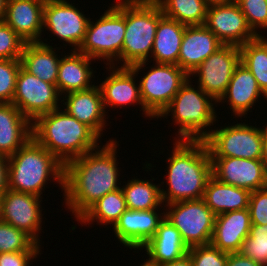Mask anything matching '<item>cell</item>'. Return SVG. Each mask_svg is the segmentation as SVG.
<instances>
[{
	"label": "cell",
	"instance_id": "6da1fadb",
	"mask_svg": "<svg viewBox=\"0 0 267 266\" xmlns=\"http://www.w3.org/2000/svg\"><path fill=\"white\" fill-rule=\"evenodd\" d=\"M116 140L68 162L64 166V199L68 209L79 218L107 193L120 189Z\"/></svg>",
	"mask_w": 267,
	"mask_h": 266
},
{
	"label": "cell",
	"instance_id": "7a4b0ae2",
	"mask_svg": "<svg viewBox=\"0 0 267 266\" xmlns=\"http://www.w3.org/2000/svg\"><path fill=\"white\" fill-rule=\"evenodd\" d=\"M166 183L161 189L163 205L185 200L201 199L207 181L212 176V163L204 140H175Z\"/></svg>",
	"mask_w": 267,
	"mask_h": 266
},
{
	"label": "cell",
	"instance_id": "3957f363",
	"mask_svg": "<svg viewBox=\"0 0 267 266\" xmlns=\"http://www.w3.org/2000/svg\"><path fill=\"white\" fill-rule=\"evenodd\" d=\"M32 137L64 166L96 149L100 139L90 127L60 108L32 123Z\"/></svg>",
	"mask_w": 267,
	"mask_h": 266
},
{
	"label": "cell",
	"instance_id": "277c9868",
	"mask_svg": "<svg viewBox=\"0 0 267 266\" xmlns=\"http://www.w3.org/2000/svg\"><path fill=\"white\" fill-rule=\"evenodd\" d=\"M7 158L8 189L42 198L45 184L53 177L64 190V165L33 137Z\"/></svg>",
	"mask_w": 267,
	"mask_h": 266
},
{
	"label": "cell",
	"instance_id": "5b68a950",
	"mask_svg": "<svg viewBox=\"0 0 267 266\" xmlns=\"http://www.w3.org/2000/svg\"><path fill=\"white\" fill-rule=\"evenodd\" d=\"M190 81L189 77L159 117L166 118L171 112L172 120L179 125L178 140H204L210 134L207 127L213 126L217 118L216 101L199 86L195 89Z\"/></svg>",
	"mask_w": 267,
	"mask_h": 266
},
{
	"label": "cell",
	"instance_id": "8992f818",
	"mask_svg": "<svg viewBox=\"0 0 267 266\" xmlns=\"http://www.w3.org/2000/svg\"><path fill=\"white\" fill-rule=\"evenodd\" d=\"M162 10L155 0H126L122 67L148 62Z\"/></svg>",
	"mask_w": 267,
	"mask_h": 266
},
{
	"label": "cell",
	"instance_id": "52a82bcc",
	"mask_svg": "<svg viewBox=\"0 0 267 266\" xmlns=\"http://www.w3.org/2000/svg\"><path fill=\"white\" fill-rule=\"evenodd\" d=\"M125 32L126 0H119L105 10L95 23L89 21L84 40L77 51L94 60L109 61L106 65L115 66L117 60L122 61Z\"/></svg>",
	"mask_w": 267,
	"mask_h": 266
},
{
	"label": "cell",
	"instance_id": "ba28073f",
	"mask_svg": "<svg viewBox=\"0 0 267 266\" xmlns=\"http://www.w3.org/2000/svg\"><path fill=\"white\" fill-rule=\"evenodd\" d=\"M164 217L175 226L188 247L211 243L216 215L203 198L166 204Z\"/></svg>",
	"mask_w": 267,
	"mask_h": 266
},
{
	"label": "cell",
	"instance_id": "9c48e42d",
	"mask_svg": "<svg viewBox=\"0 0 267 266\" xmlns=\"http://www.w3.org/2000/svg\"><path fill=\"white\" fill-rule=\"evenodd\" d=\"M210 130V134L204 139L210 157L261 160L262 128L243 122Z\"/></svg>",
	"mask_w": 267,
	"mask_h": 266
},
{
	"label": "cell",
	"instance_id": "30bf717a",
	"mask_svg": "<svg viewBox=\"0 0 267 266\" xmlns=\"http://www.w3.org/2000/svg\"><path fill=\"white\" fill-rule=\"evenodd\" d=\"M189 77L178 65L155 63L139 81L144 108L158 119Z\"/></svg>",
	"mask_w": 267,
	"mask_h": 266
},
{
	"label": "cell",
	"instance_id": "8fae6325",
	"mask_svg": "<svg viewBox=\"0 0 267 266\" xmlns=\"http://www.w3.org/2000/svg\"><path fill=\"white\" fill-rule=\"evenodd\" d=\"M60 96L56 85L44 82L20 67L12 103L31 123L39 116L59 109Z\"/></svg>",
	"mask_w": 267,
	"mask_h": 266
},
{
	"label": "cell",
	"instance_id": "7c38bea8",
	"mask_svg": "<svg viewBox=\"0 0 267 266\" xmlns=\"http://www.w3.org/2000/svg\"><path fill=\"white\" fill-rule=\"evenodd\" d=\"M240 64V48L223 45L203 61L191 74L198 78V86L216 102L225 93L235 68Z\"/></svg>",
	"mask_w": 267,
	"mask_h": 266
},
{
	"label": "cell",
	"instance_id": "4fadbf2b",
	"mask_svg": "<svg viewBox=\"0 0 267 266\" xmlns=\"http://www.w3.org/2000/svg\"><path fill=\"white\" fill-rule=\"evenodd\" d=\"M41 199L33 194L7 189L0 196V220L25 232L40 245Z\"/></svg>",
	"mask_w": 267,
	"mask_h": 266
},
{
	"label": "cell",
	"instance_id": "5bb4252c",
	"mask_svg": "<svg viewBox=\"0 0 267 266\" xmlns=\"http://www.w3.org/2000/svg\"><path fill=\"white\" fill-rule=\"evenodd\" d=\"M90 20L66 0L44 3L43 31L49 29L58 39L73 46V50L82 44Z\"/></svg>",
	"mask_w": 267,
	"mask_h": 266
},
{
	"label": "cell",
	"instance_id": "9a60e30c",
	"mask_svg": "<svg viewBox=\"0 0 267 266\" xmlns=\"http://www.w3.org/2000/svg\"><path fill=\"white\" fill-rule=\"evenodd\" d=\"M145 62H140L132 65L131 67H122V66H114L109 65L108 71H112L110 74L108 73V77L102 84H99L104 109L109 107H119V106H130V104L136 103L137 105H141V110H143V114L146 117L154 118L145 108L141 98L140 86L135 84V79L140 72V69L145 67ZM112 69V70H111ZM136 75V76H135Z\"/></svg>",
	"mask_w": 267,
	"mask_h": 266
},
{
	"label": "cell",
	"instance_id": "2e32d148",
	"mask_svg": "<svg viewBox=\"0 0 267 266\" xmlns=\"http://www.w3.org/2000/svg\"><path fill=\"white\" fill-rule=\"evenodd\" d=\"M204 26L224 45L240 47L259 36L251 29L236 2L208 7Z\"/></svg>",
	"mask_w": 267,
	"mask_h": 266
},
{
	"label": "cell",
	"instance_id": "e0dca14e",
	"mask_svg": "<svg viewBox=\"0 0 267 266\" xmlns=\"http://www.w3.org/2000/svg\"><path fill=\"white\" fill-rule=\"evenodd\" d=\"M212 176L218 181L253 192L267 187V173L261 160L211 157Z\"/></svg>",
	"mask_w": 267,
	"mask_h": 266
},
{
	"label": "cell",
	"instance_id": "ac0fdd59",
	"mask_svg": "<svg viewBox=\"0 0 267 266\" xmlns=\"http://www.w3.org/2000/svg\"><path fill=\"white\" fill-rule=\"evenodd\" d=\"M159 213L158 209H127L112 228L116 238L125 247L140 250L155 235L164 219V211L162 215Z\"/></svg>",
	"mask_w": 267,
	"mask_h": 266
},
{
	"label": "cell",
	"instance_id": "d6986e66",
	"mask_svg": "<svg viewBox=\"0 0 267 266\" xmlns=\"http://www.w3.org/2000/svg\"><path fill=\"white\" fill-rule=\"evenodd\" d=\"M60 102L64 110L79 122L90 127L99 137L103 134L106 124V110L103 106L102 93L99 86L67 93ZM65 98V100H64ZM102 132V133H101Z\"/></svg>",
	"mask_w": 267,
	"mask_h": 266
},
{
	"label": "cell",
	"instance_id": "ffe728a7",
	"mask_svg": "<svg viewBox=\"0 0 267 266\" xmlns=\"http://www.w3.org/2000/svg\"><path fill=\"white\" fill-rule=\"evenodd\" d=\"M224 44L204 25L186 26L178 56V66L189 76Z\"/></svg>",
	"mask_w": 267,
	"mask_h": 266
},
{
	"label": "cell",
	"instance_id": "44dd1931",
	"mask_svg": "<svg viewBox=\"0 0 267 266\" xmlns=\"http://www.w3.org/2000/svg\"><path fill=\"white\" fill-rule=\"evenodd\" d=\"M43 9L41 0H7L4 22L26 43L41 42Z\"/></svg>",
	"mask_w": 267,
	"mask_h": 266
},
{
	"label": "cell",
	"instance_id": "7402d4cb",
	"mask_svg": "<svg viewBox=\"0 0 267 266\" xmlns=\"http://www.w3.org/2000/svg\"><path fill=\"white\" fill-rule=\"evenodd\" d=\"M250 228L248 208L216 215L211 244L226 253L239 252Z\"/></svg>",
	"mask_w": 267,
	"mask_h": 266
},
{
	"label": "cell",
	"instance_id": "603a6c76",
	"mask_svg": "<svg viewBox=\"0 0 267 266\" xmlns=\"http://www.w3.org/2000/svg\"><path fill=\"white\" fill-rule=\"evenodd\" d=\"M141 249H145L149 257L147 263L159 266L182 258L188 253L189 247L178 229L164 217L155 235Z\"/></svg>",
	"mask_w": 267,
	"mask_h": 266
},
{
	"label": "cell",
	"instance_id": "cb8c5ba5",
	"mask_svg": "<svg viewBox=\"0 0 267 266\" xmlns=\"http://www.w3.org/2000/svg\"><path fill=\"white\" fill-rule=\"evenodd\" d=\"M261 95L267 99L252 73L240 63L235 68L225 93L216 103L224 100L226 102L228 99L227 102H229V108L233 111L232 113H234L235 117L241 118L242 116L245 117L247 112L253 108V105L258 101V97L261 98Z\"/></svg>",
	"mask_w": 267,
	"mask_h": 266
},
{
	"label": "cell",
	"instance_id": "d4e9b609",
	"mask_svg": "<svg viewBox=\"0 0 267 266\" xmlns=\"http://www.w3.org/2000/svg\"><path fill=\"white\" fill-rule=\"evenodd\" d=\"M31 138L32 123L13 103H0V155H13Z\"/></svg>",
	"mask_w": 267,
	"mask_h": 266
},
{
	"label": "cell",
	"instance_id": "484cf974",
	"mask_svg": "<svg viewBox=\"0 0 267 266\" xmlns=\"http://www.w3.org/2000/svg\"><path fill=\"white\" fill-rule=\"evenodd\" d=\"M69 55L60 58L56 86L61 97L74 91L86 90L94 86L90 80L94 76L91 68L92 58L71 50Z\"/></svg>",
	"mask_w": 267,
	"mask_h": 266
},
{
	"label": "cell",
	"instance_id": "4316f807",
	"mask_svg": "<svg viewBox=\"0 0 267 266\" xmlns=\"http://www.w3.org/2000/svg\"><path fill=\"white\" fill-rule=\"evenodd\" d=\"M58 56L56 48L44 41L27 42L23 47L20 61L21 66L28 73L44 82L56 85L60 63V56Z\"/></svg>",
	"mask_w": 267,
	"mask_h": 266
},
{
	"label": "cell",
	"instance_id": "83f0119b",
	"mask_svg": "<svg viewBox=\"0 0 267 266\" xmlns=\"http://www.w3.org/2000/svg\"><path fill=\"white\" fill-rule=\"evenodd\" d=\"M251 192L218 181L211 176L207 181L203 199L209 209L220 215L229 211L247 209Z\"/></svg>",
	"mask_w": 267,
	"mask_h": 266
},
{
	"label": "cell",
	"instance_id": "f1b7e54d",
	"mask_svg": "<svg viewBox=\"0 0 267 266\" xmlns=\"http://www.w3.org/2000/svg\"><path fill=\"white\" fill-rule=\"evenodd\" d=\"M186 25L163 15L158 22L151 58L156 63L178 65Z\"/></svg>",
	"mask_w": 267,
	"mask_h": 266
},
{
	"label": "cell",
	"instance_id": "f546056e",
	"mask_svg": "<svg viewBox=\"0 0 267 266\" xmlns=\"http://www.w3.org/2000/svg\"><path fill=\"white\" fill-rule=\"evenodd\" d=\"M127 209L124 194L120 188L97 200L76 221L87 225L96 220L98 224L114 226Z\"/></svg>",
	"mask_w": 267,
	"mask_h": 266
},
{
	"label": "cell",
	"instance_id": "4dcf8cb0",
	"mask_svg": "<svg viewBox=\"0 0 267 266\" xmlns=\"http://www.w3.org/2000/svg\"><path fill=\"white\" fill-rule=\"evenodd\" d=\"M160 185L150 180L132 179L122 186V192L128 209L151 210L163 205ZM162 204V205H161Z\"/></svg>",
	"mask_w": 267,
	"mask_h": 266
},
{
	"label": "cell",
	"instance_id": "1f68e13d",
	"mask_svg": "<svg viewBox=\"0 0 267 266\" xmlns=\"http://www.w3.org/2000/svg\"><path fill=\"white\" fill-rule=\"evenodd\" d=\"M239 48L240 63L252 73L259 88L267 96V38L258 36Z\"/></svg>",
	"mask_w": 267,
	"mask_h": 266
},
{
	"label": "cell",
	"instance_id": "d6a6232c",
	"mask_svg": "<svg viewBox=\"0 0 267 266\" xmlns=\"http://www.w3.org/2000/svg\"><path fill=\"white\" fill-rule=\"evenodd\" d=\"M163 15L186 26L204 25L208 6L205 0H155Z\"/></svg>",
	"mask_w": 267,
	"mask_h": 266
},
{
	"label": "cell",
	"instance_id": "836d02e7",
	"mask_svg": "<svg viewBox=\"0 0 267 266\" xmlns=\"http://www.w3.org/2000/svg\"><path fill=\"white\" fill-rule=\"evenodd\" d=\"M29 235L0 220V253L41 250Z\"/></svg>",
	"mask_w": 267,
	"mask_h": 266
},
{
	"label": "cell",
	"instance_id": "e575fe53",
	"mask_svg": "<svg viewBox=\"0 0 267 266\" xmlns=\"http://www.w3.org/2000/svg\"><path fill=\"white\" fill-rule=\"evenodd\" d=\"M239 252L267 266V224H251L249 235L243 241Z\"/></svg>",
	"mask_w": 267,
	"mask_h": 266
},
{
	"label": "cell",
	"instance_id": "d590c367",
	"mask_svg": "<svg viewBox=\"0 0 267 266\" xmlns=\"http://www.w3.org/2000/svg\"><path fill=\"white\" fill-rule=\"evenodd\" d=\"M20 59H0V103H12Z\"/></svg>",
	"mask_w": 267,
	"mask_h": 266
},
{
	"label": "cell",
	"instance_id": "8d00e7d4",
	"mask_svg": "<svg viewBox=\"0 0 267 266\" xmlns=\"http://www.w3.org/2000/svg\"><path fill=\"white\" fill-rule=\"evenodd\" d=\"M188 254L193 266H226L228 259V253L219 250L211 243L189 247Z\"/></svg>",
	"mask_w": 267,
	"mask_h": 266
},
{
	"label": "cell",
	"instance_id": "74e56055",
	"mask_svg": "<svg viewBox=\"0 0 267 266\" xmlns=\"http://www.w3.org/2000/svg\"><path fill=\"white\" fill-rule=\"evenodd\" d=\"M240 10L245 15L251 29L257 32L258 28L267 29V3L266 0H236Z\"/></svg>",
	"mask_w": 267,
	"mask_h": 266
},
{
	"label": "cell",
	"instance_id": "f35d334b",
	"mask_svg": "<svg viewBox=\"0 0 267 266\" xmlns=\"http://www.w3.org/2000/svg\"><path fill=\"white\" fill-rule=\"evenodd\" d=\"M25 41L4 21H0V59H20Z\"/></svg>",
	"mask_w": 267,
	"mask_h": 266
},
{
	"label": "cell",
	"instance_id": "ab89813d",
	"mask_svg": "<svg viewBox=\"0 0 267 266\" xmlns=\"http://www.w3.org/2000/svg\"><path fill=\"white\" fill-rule=\"evenodd\" d=\"M248 210L251 224H267V187L251 192Z\"/></svg>",
	"mask_w": 267,
	"mask_h": 266
},
{
	"label": "cell",
	"instance_id": "60d3db41",
	"mask_svg": "<svg viewBox=\"0 0 267 266\" xmlns=\"http://www.w3.org/2000/svg\"><path fill=\"white\" fill-rule=\"evenodd\" d=\"M40 250H27L0 253V266H29Z\"/></svg>",
	"mask_w": 267,
	"mask_h": 266
},
{
	"label": "cell",
	"instance_id": "b9f144b4",
	"mask_svg": "<svg viewBox=\"0 0 267 266\" xmlns=\"http://www.w3.org/2000/svg\"><path fill=\"white\" fill-rule=\"evenodd\" d=\"M226 266H264L253 259L243 256L240 252L228 253Z\"/></svg>",
	"mask_w": 267,
	"mask_h": 266
},
{
	"label": "cell",
	"instance_id": "7bdbcfd3",
	"mask_svg": "<svg viewBox=\"0 0 267 266\" xmlns=\"http://www.w3.org/2000/svg\"><path fill=\"white\" fill-rule=\"evenodd\" d=\"M8 189V158L0 155V196Z\"/></svg>",
	"mask_w": 267,
	"mask_h": 266
},
{
	"label": "cell",
	"instance_id": "ee69618b",
	"mask_svg": "<svg viewBox=\"0 0 267 266\" xmlns=\"http://www.w3.org/2000/svg\"><path fill=\"white\" fill-rule=\"evenodd\" d=\"M159 266H193L190 255L187 253L180 259L174 260L172 262L164 263Z\"/></svg>",
	"mask_w": 267,
	"mask_h": 266
},
{
	"label": "cell",
	"instance_id": "f6af8a7d",
	"mask_svg": "<svg viewBox=\"0 0 267 266\" xmlns=\"http://www.w3.org/2000/svg\"><path fill=\"white\" fill-rule=\"evenodd\" d=\"M263 142H262V158L261 161L264 164L267 173V125L262 128Z\"/></svg>",
	"mask_w": 267,
	"mask_h": 266
},
{
	"label": "cell",
	"instance_id": "bcb514c9",
	"mask_svg": "<svg viewBox=\"0 0 267 266\" xmlns=\"http://www.w3.org/2000/svg\"><path fill=\"white\" fill-rule=\"evenodd\" d=\"M208 7L216 5H228L236 2V0H205Z\"/></svg>",
	"mask_w": 267,
	"mask_h": 266
},
{
	"label": "cell",
	"instance_id": "7dc6e473",
	"mask_svg": "<svg viewBox=\"0 0 267 266\" xmlns=\"http://www.w3.org/2000/svg\"><path fill=\"white\" fill-rule=\"evenodd\" d=\"M7 0H0V21H4L6 15Z\"/></svg>",
	"mask_w": 267,
	"mask_h": 266
},
{
	"label": "cell",
	"instance_id": "c3c4849f",
	"mask_svg": "<svg viewBox=\"0 0 267 266\" xmlns=\"http://www.w3.org/2000/svg\"><path fill=\"white\" fill-rule=\"evenodd\" d=\"M140 266H154V265H150L149 263H147L146 261L143 262Z\"/></svg>",
	"mask_w": 267,
	"mask_h": 266
},
{
	"label": "cell",
	"instance_id": "681fc988",
	"mask_svg": "<svg viewBox=\"0 0 267 266\" xmlns=\"http://www.w3.org/2000/svg\"><path fill=\"white\" fill-rule=\"evenodd\" d=\"M42 2H52V1H58V0H41Z\"/></svg>",
	"mask_w": 267,
	"mask_h": 266
}]
</instances>
